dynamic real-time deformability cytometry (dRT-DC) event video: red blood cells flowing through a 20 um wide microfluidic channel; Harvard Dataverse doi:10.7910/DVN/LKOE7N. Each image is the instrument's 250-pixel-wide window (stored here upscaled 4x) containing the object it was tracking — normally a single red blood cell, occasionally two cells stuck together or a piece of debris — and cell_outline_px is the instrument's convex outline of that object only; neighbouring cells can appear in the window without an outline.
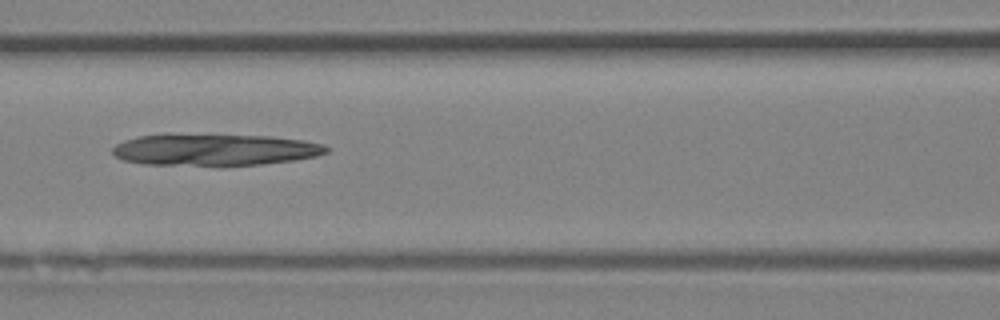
{"species": "Egyptian fruit bat (a non-hibernating species)", "species_latin": "Rousettus aegyptiacus", "temperature_condition": "room temperature", "stored_images_in_passage": 36, "camera_frame_rate_fps": 3000, "um_per_image_px": 0.085, "animal": {"sex": "female"}, "frame": {"image": 1, "passage_image": 14, "time_ms": 4.333, "image_size_px": [1000, 320], "cell_outline_px": [[328, 152], [316, 156], [296, 160], [260, 164], [144, 164], [124, 160], [112, 156], [112, 148], [116, 144], [124, 140], [136, 136], [164, 132], [168, 132], [268, 136], [300, 140], [320, 144], [328, 148]], "centroid_in_image_um": [18.13, 12.68], "position_along_channel_um": 148.5, "area_um2": 39.88}}
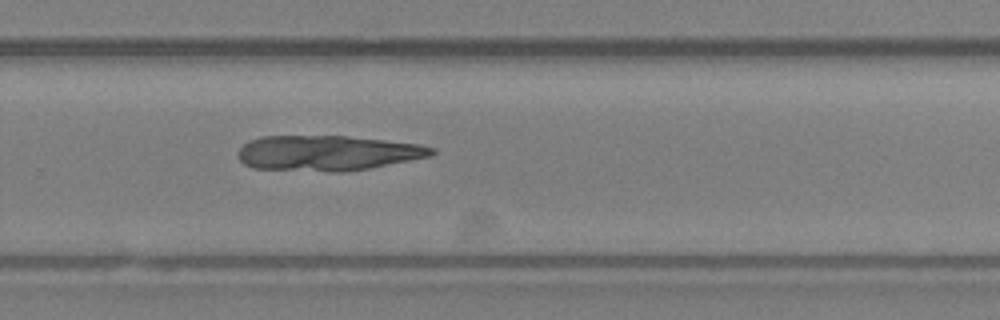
{"frame": {"image": 2, "passage_image": 23, "time_ms": 7.333, "image_size_px": [1000, 320], "cell_outline_px": [[436, 152], [432, 156], [348, 172], [328, 172], [252, 168], [244, 164], [236, 156], [240, 148], [248, 140], [260, 136], [348, 136], [420, 144], [436, 148]], "centroid_in_image_um": [27.82, 13.01], "position_along_channel_um": 302.0, "area_um2": 40.17}}
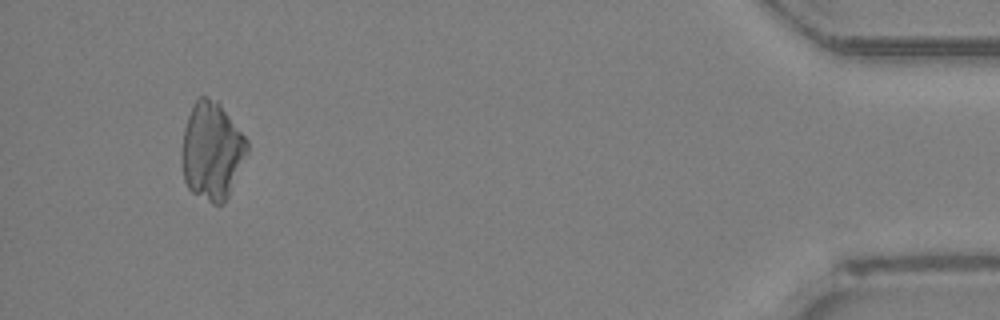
{"frame": {"image": 3, "passage_image": 34, "time_ms": 11.0, "image_size_px": [1000, 320], "cell_outline_px": [[248, 152], [228, 196], [224, 204], [212, 204], [192, 192], [188, 188], [184, 180], [180, 160], [180, 152], [184, 128], [188, 116], [196, 100], [200, 96], [208, 96], [216, 100], [220, 104], [248, 140]], "centroid_in_image_um": [17.99, 12.84], "position_along_channel_um": 417.2, "area_um2": 37.45}}